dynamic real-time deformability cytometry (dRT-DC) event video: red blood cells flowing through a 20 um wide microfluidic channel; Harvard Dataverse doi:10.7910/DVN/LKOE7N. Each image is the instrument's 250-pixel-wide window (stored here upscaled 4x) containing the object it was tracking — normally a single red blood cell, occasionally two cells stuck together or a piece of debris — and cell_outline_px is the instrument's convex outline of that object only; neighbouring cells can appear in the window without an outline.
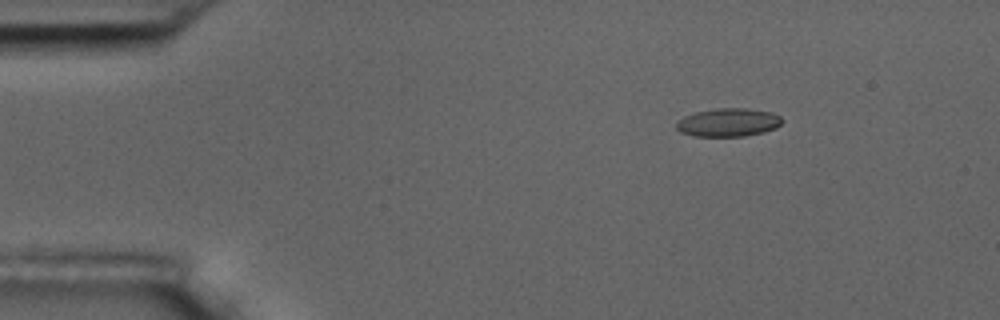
{"species": "common noctule bat (a hibernating species)", "species_latin": "Nyctalus noctula", "temperature_condition": "room temperature", "stored_images_in_passage": 7, "camera_frame_rate_fps": 3000, "um_per_image_px": 0.085, "animal": {"sex": "male", "body_mass_g": 17.5, "forearm_length_mm": 52.3}, "frame": {"image": 1, "passage_image": 2, "time_ms": 1.333, "image_size_px": [1000, 320], "cell_outline_px": [[784, 120], [776, 128], [764, 132], [744, 136], [692, 136], [680, 132], [676, 128], [676, 120], [684, 116], [696, 112], [716, 108], [744, 108], [772, 112], [780, 116]], "centroid_in_image_um": [61.89, 10.4], "position_along_channel_um": 23.1, "area_um2": 17.57}}
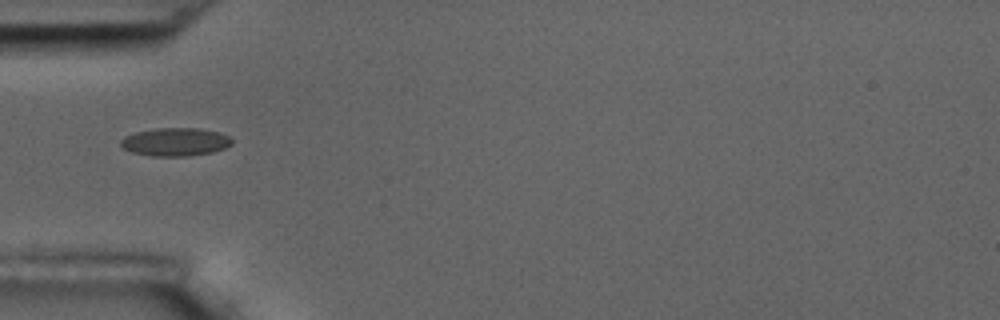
{"frame": {"image": 2, "passage_image": 5, "time_ms": 4.667, "image_size_px": [1000, 320], "cell_outline_px": [[232, 144], [224, 148], [212, 152], [188, 156], [152, 156], [132, 152], [124, 148], [120, 144], [120, 140], [124, 136], [136, 132], [156, 128], [200, 128], [220, 132], [228, 136], [232, 140]], "centroid_in_image_um": [14.9, 12.05], "position_along_channel_um": 70.1, "area_um2": 18.26}}
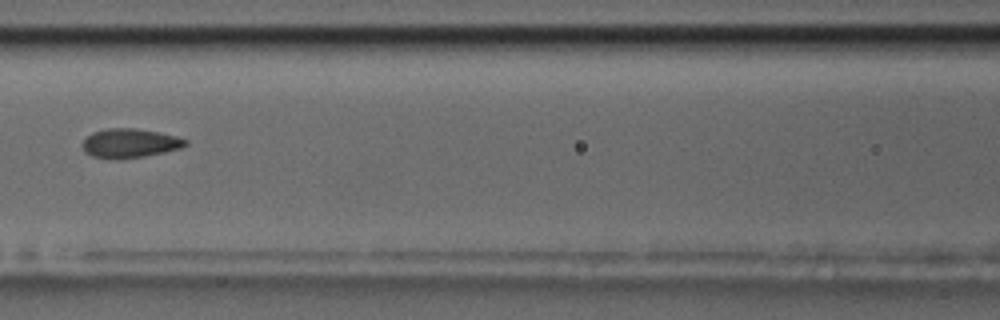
{"frame": {"image": 3, "passage_image": 7, "time_ms": 7.0, "image_size_px": [1000, 320], "cell_outline_px": [[188, 144], [180, 148], [164, 152], [144, 156], [116, 160], [112, 160], [92, 156], [84, 152], [84, 140], [92, 132], [108, 128], [136, 128], [160, 132], [176, 136], [188, 140]], "centroid_in_image_um": [11.04, 12.18], "position_along_channel_um": 155.6, "area_um2": 17.57}}